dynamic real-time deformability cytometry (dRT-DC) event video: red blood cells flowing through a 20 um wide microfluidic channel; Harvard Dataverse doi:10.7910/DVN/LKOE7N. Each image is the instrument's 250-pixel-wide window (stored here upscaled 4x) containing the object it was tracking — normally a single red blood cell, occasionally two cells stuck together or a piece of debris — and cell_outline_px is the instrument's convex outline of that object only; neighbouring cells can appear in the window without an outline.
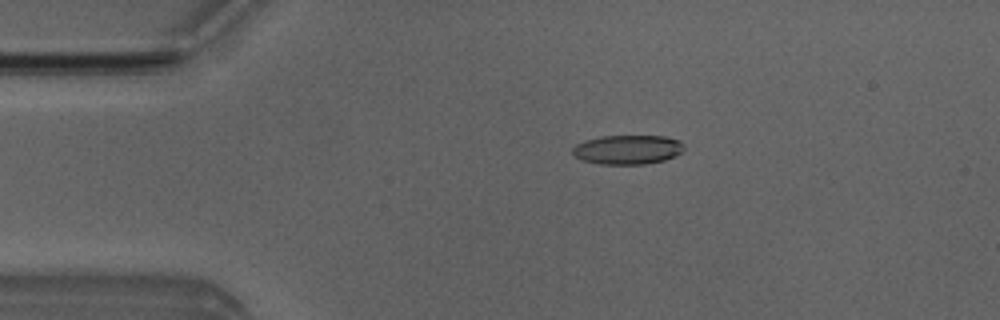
{"species": "Egyptian fruit bat (a non-hibernating species)", "species_latin": "Rousettus aegyptiacus", "temperature_condition": "room temperature", "stored_images_in_passage": 4, "camera_frame_rate_fps": 3000, "um_per_image_px": 0.085, "animal": {"sex": "male"}, "frame": {"image": 1, "passage_image": 3, "time_ms": 2.333, "image_size_px": [1000, 320], "cell_outline_px": [[684, 148], [676, 156], [664, 160], [644, 164], [600, 164], [580, 160], [572, 156], [572, 148], [576, 144], [584, 140], [600, 136], [664, 136], [680, 140], [684, 144]], "centroid_in_image_um": [53.31, 12.71], "position_along_channel_um": 31.7, "area_um2": 19.25}}